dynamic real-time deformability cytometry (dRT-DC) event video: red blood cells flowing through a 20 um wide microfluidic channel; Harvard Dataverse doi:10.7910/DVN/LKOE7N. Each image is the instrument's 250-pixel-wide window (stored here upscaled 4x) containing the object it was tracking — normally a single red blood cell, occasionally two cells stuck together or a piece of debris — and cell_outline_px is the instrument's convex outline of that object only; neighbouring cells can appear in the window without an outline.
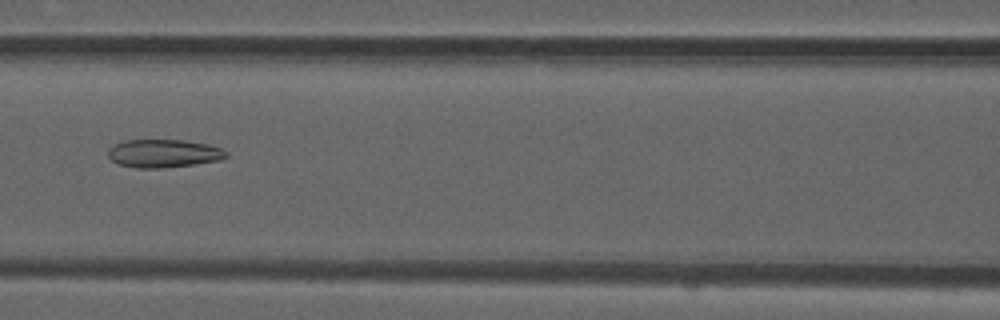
{"species": "common noctule bat (a hibernating species)", "species_latin": "Nyctalus noctula", "temperature_condition": "room temperature", "stored_images_in_passage": 45, "camera_frame_rate_fps": 3000, "um_per_image_px": 0.085, "animal": {"sex": "male", "forearm_length_mm": 52.5}, "frame": {"image": 1, "passage_image": 16, "time_ms": 5.0, "image_size_px": [1000, 320], "cell_outline_px": [[228, 156], [220, 160], [164, 168], [136, 168], [120, 164], [112, 160], [108, 156], [108, 148], [112, 144], [124, 140], [184, 140], [208, 144], [220, 148], [228, 152]], "centroid_in_image_um": [13.88, 13.03], "position_along_channel_um": 152.7, "area_um2": 19.42}}
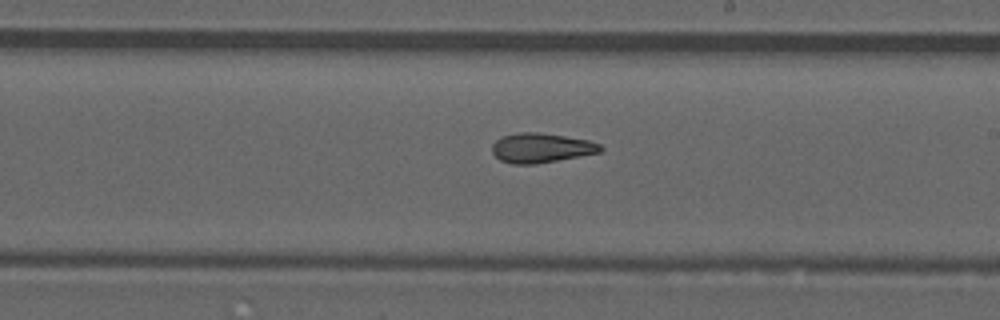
{"frame": {"image": 2, "passage_image": 23, "time_ms": 7.333, "image_size_px": [1000, 320], "cell_outline_px": [[604, 148], [600, 152], [580, 156], [536, 164], [512, 164], [500, 160], [492, 152], [492, 144], [500, 136], [520, 132], [540, 132], [588, 140], [600, 144]], "centroid_in_image_um": [45.98, 12.57], "position_along_channel_um": 243.0, "area_um2": 18.73}}
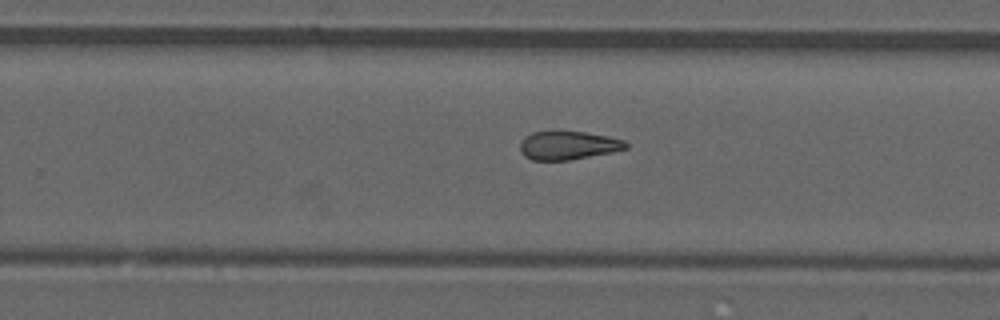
{"frame": {"image": 3, "passage_image": 26, "time_ms": 8.333, "image_size_px": [1000, 320], "cell_outline_px": [[628, 148], [612, 152], [572, 160], [532, 160], [524, 156], [520, 152], [520, 144], [524, 136], [532, 132], [584, 132], [608, 136], [624, 140], [628, 144]], "centroid_in_image_um": [48.29, 12.37], "position_along_channel_um": 281.5, "area_um2": 17.57}, "authors_computed_cell_mechanics": {"area_um2": 18.6116, "velocity_mm_per_s": 3.8861, "shape_relaxation_time_tau1_ms": null, "shape_relaxation_time_tau2_ms": 3.4561, "deformation_change_tau1": null, "deformation_change_tau2": 0.1216}}